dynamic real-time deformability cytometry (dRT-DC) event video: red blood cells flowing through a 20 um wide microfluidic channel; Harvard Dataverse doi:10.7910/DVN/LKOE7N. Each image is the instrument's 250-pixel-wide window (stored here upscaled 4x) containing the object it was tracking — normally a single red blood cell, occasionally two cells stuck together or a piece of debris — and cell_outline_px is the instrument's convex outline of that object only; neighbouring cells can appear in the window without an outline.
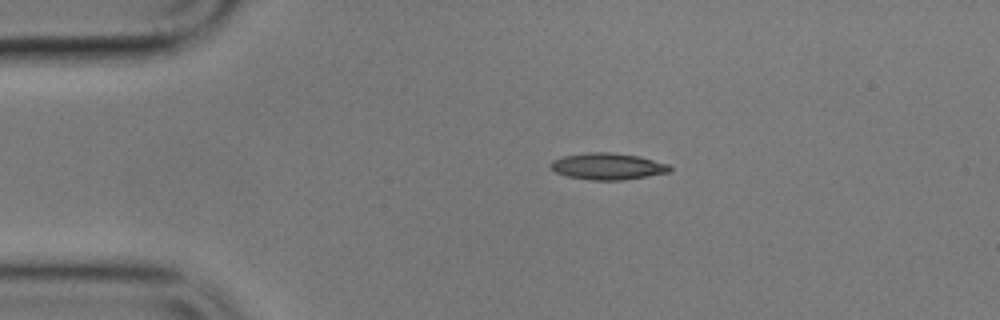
{"species": "common noctule bat (a hibernating species)", "species_latin": "Nyctalus noctula", "temperature_condition": "cold", "stored_images_in_passage": 2, "camera_frame_rate_fps": 3000, "um_per_image_px": 0.085, "animal": {"sex": "male", "body_mass_g": 17.9}, "frame": {"image": 1, "passage_image": 2, "time_ms": 4.333, "image_size_px": [1000, 320], "cell_outline_px": [[672, 168], [668, 172], [648, 176], [624, 180], [592, 180], [568, 176], [556, 172], [548, 168], [548, 164], [552, 160], [564, 156], [588, 152], [612, 152], [640, 156], [668, 164]], "centroid_in_image_um": [51.62, 14.13], "position_along_channel_um": 33.4, "area_um2": 18.55}}